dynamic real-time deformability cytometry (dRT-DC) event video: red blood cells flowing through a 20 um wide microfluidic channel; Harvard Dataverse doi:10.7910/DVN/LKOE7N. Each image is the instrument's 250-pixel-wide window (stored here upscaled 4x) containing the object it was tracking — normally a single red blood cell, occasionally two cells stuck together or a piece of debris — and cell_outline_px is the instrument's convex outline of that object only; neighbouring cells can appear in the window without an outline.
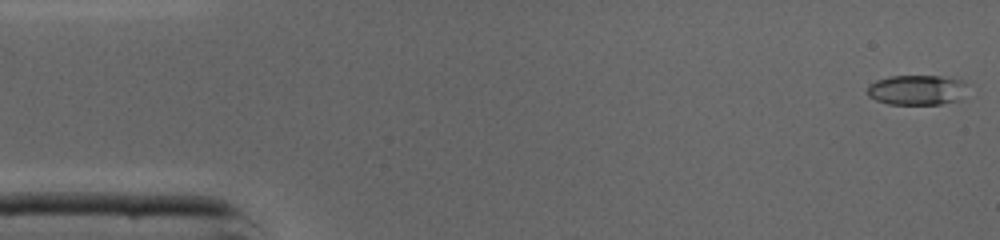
{"species": "common noctule bat (a hibernating species)", "species_latin": "Nyctalus noctula", "temperature_condition": "cold", "stored_images_in_passage": 45, "camera_frame_rate_fps": 3000, "um_per_image_px": 0.085, "animal": {"sex": "male", "body_mass_g": 19.0, "forearm_length_mm": 50.8}, "frame": {"image": 1, "passage_image": 1, "time_ms": 0.0, "image_size_px": [1000, 240], "cell_outline_px": [[964, 84], [960, 100], [940, 104], [888, 104], [876, 100], [868, 96], [868, 84], [876, 80], [892, 76], [940, 76], [960, 80]], "centroid_in_image_um": [77.86, 7.65], "position_along_channel_um": 7.1, "area_um2": 17.22}}
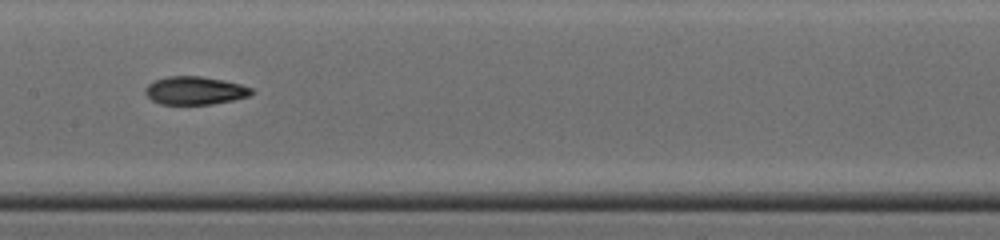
{"frame": {"image": 2, "passage_image": 22, "time_ms": 7.0, "image_size_px": [1000, 240], "cell_outline_px": [[256, 92], [248, 96], [232, 100], [212, 104], [160, 104], [152, 100], [144, 92], [144, 88], [148, 84], [156, 80], [168, 76], [200, 76], [224, 80], [240, 84], [252, 88]], "centroid_in_image_um": [16.57, 7.69], "position_along_channel_um": 190.8, "area_um2": 17.4}}
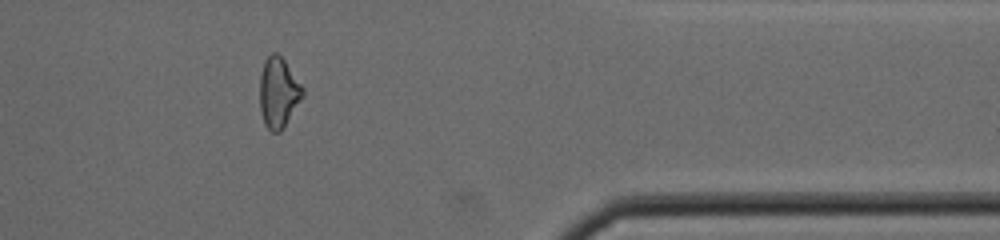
{"frame": {"image": 3, "passage_image": 37, "time_ms": 12.0, "image_size_px": [1000, 240], "cell_outline_px": [[304, 96], [280, 132], [272, 132], [264, 124], [260, 108], [260, 76], [264, 60], [272, 52], [276, 52], [284, 60], [304, 88]], "centroid_in_image_um": [23.67, 7.86], "position_along_channel_um": 387.7, "area_um2": 17.51}, "authors_computed_cell_mechanics": {"area_um2": 17.5134, "velocity_mm_per_s": 4.3952, "shape_relaxation_time_tau1_ms": 4.6472, "shape_relaxation_time_tau2_ms": 2.9396, "deformation_change_tau1": 0.1791, "deformation_change_tau2": 0.0749}}